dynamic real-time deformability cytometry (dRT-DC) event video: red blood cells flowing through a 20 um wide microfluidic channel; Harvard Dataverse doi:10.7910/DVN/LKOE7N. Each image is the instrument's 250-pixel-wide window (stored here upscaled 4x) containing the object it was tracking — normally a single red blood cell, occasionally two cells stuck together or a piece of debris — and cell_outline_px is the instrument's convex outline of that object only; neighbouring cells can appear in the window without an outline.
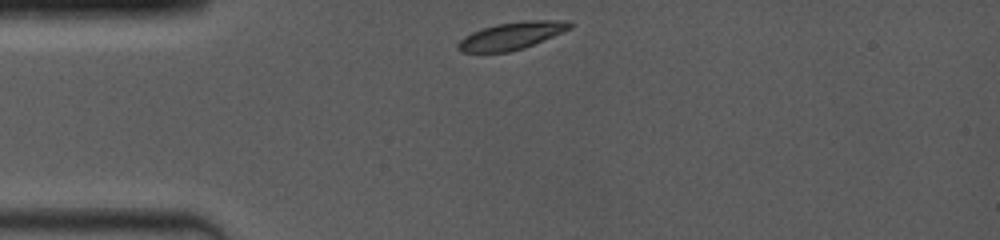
{"species": "common noctule bat (a hibernating species)", "species_latin": "Nyctalus noctula", "temperature_condition": "room temperature", "stored_images_in_passage": 2, "camera_frame_rate_fps": 4000, "um_per_image_px": 0.085, "animal": {"sex": "female", "body_mass_g": 19.0, "forearm_length_mm": 53.3}, "frame": {"image": 1, "passage_image": 1, "time_ms": 0.0, "image_size_px": [1000, 240], "cell_outline_px": [[572, 28], [524, 48], [508, 52], [460, 52], [456, 48], [456, 44], [464, 36], [472, 32], [496, 24], [528, 20], [568, 20], [572, 24]], "centroid_in_image_um": [43.47, 3.04], "position_along_channel_um": 41.5, "area_um2": 17.8}}